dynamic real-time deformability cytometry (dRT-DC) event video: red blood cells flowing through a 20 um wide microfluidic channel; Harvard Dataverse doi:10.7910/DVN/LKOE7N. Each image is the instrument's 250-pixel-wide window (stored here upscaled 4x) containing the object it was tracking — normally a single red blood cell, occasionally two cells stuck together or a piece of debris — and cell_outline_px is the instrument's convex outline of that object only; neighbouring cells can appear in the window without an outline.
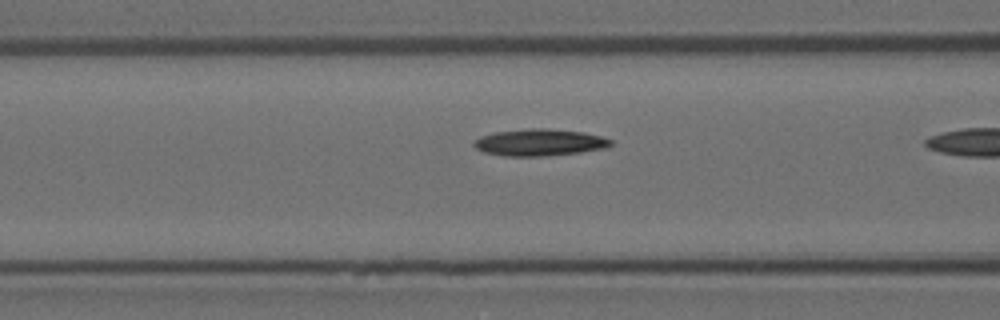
{"species": "Egyptian fruit bat (a non-hibernating species)", "species_latin": "Rousettus aegyptiacus", "temperature_condition": "room temperature", "stored_images_in_passage": 26, "camera_frame_rate_fps": 3000, "um_per_image_px": 0.085, "animal": {"sex": "female"}, "frame": {"image": 1, "passage_image": 18, "time_ms": 5.667, "image_size_px": [1000, 320], "cell_outline_px": [[612, 144], [604, 148], [580, 152], [544, 156], [504, 156], [484, 152], [476, 148], [472, 144], [480, 136], [496, 132], [532, 128], [548, 128], [584, 132], [600, 136], [612, 140]], "centroid_in_image_um": [45.85, 12.1], "position_along_channel_um": 120.7, "area_um2": 21.27}}
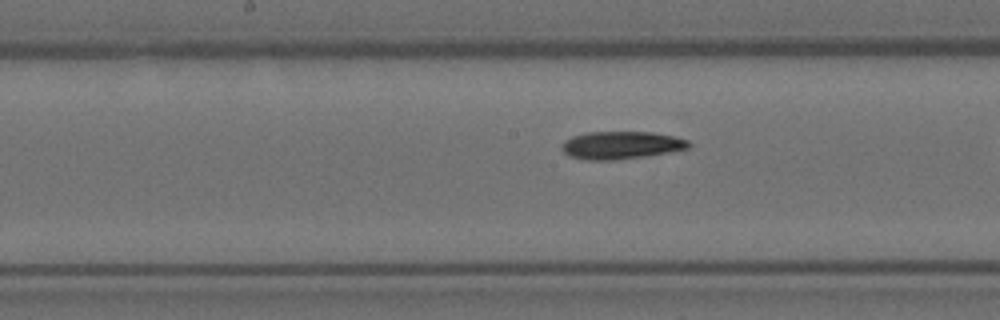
{"frame": {"image": 2, "passage_image": 24, "time_ms": 7.667, "image_size_px": [1000, 320], "cell_outline_px": [[692, 144], [688, 148], [668, 152], [612, 160], [588, 160], [572, 156], [564, 152], [560, 148], [560, 144], [564, 140], [572, 136], [584, 132], [652, 132], [672, 136], [688, 140]], "centroid_in_image_um": [52.75, 12.32], "position_along_channel_um": 195.5, "area_um2": 20.29}}